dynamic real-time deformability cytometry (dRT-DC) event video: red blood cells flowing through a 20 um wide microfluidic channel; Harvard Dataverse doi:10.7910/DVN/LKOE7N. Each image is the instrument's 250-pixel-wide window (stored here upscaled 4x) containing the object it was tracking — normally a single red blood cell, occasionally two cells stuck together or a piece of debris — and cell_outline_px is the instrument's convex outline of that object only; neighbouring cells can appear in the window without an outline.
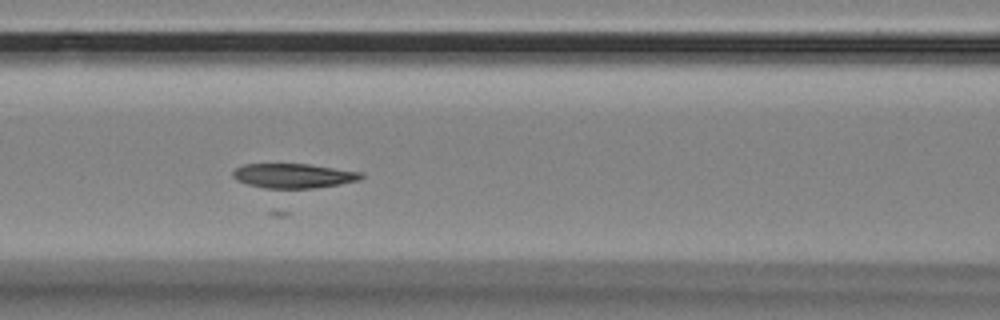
{"species": "Egyptian fruit bat (a non-hibernating species)", "species_latin": "Rousettus aegyptiacus", "temperature_condition": "room temperature", "stored_images_in_passage": 25, "camera_frame_rate_fps": 3000, "um_per_image_px": 0.085, "animal": {"sex": "female"}, "frame": {"image": 1, "passage_image": 8, "time_ms": 2.333, "image_size_px": [1000, 320], "cell_outline_px": [[364, 176], [360, 180], [340, 184], [316, 188], [264, 188], [248, 184], [236, 180], [232, 176], [232, 172], [236, 168], [244, 164], [308, 164], [364, 172]], "centroid_in_image_um": [24.98, 14.94], "position_along_channel_um": 141.6, "area_um2": 18.44}}
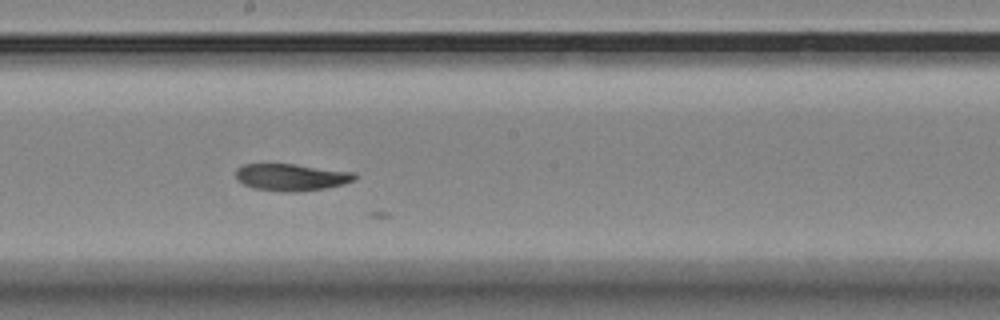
{"frame": {"image": 2, "passage_image": 15, "time_ms": 4.667, "image_size_px": [1000, 320], "cell_outline_px": [[356, 180], [344, 184], [324, 188], [296, 192], [288, 192], [252, 188], [236, 180], [236, 168], [244, 164], [292, 164], [356, 172]], "centroid_in_image_um": [24.76, 15.06], "position_along_channel_um": 223.4, "area_um2": 18.73}}
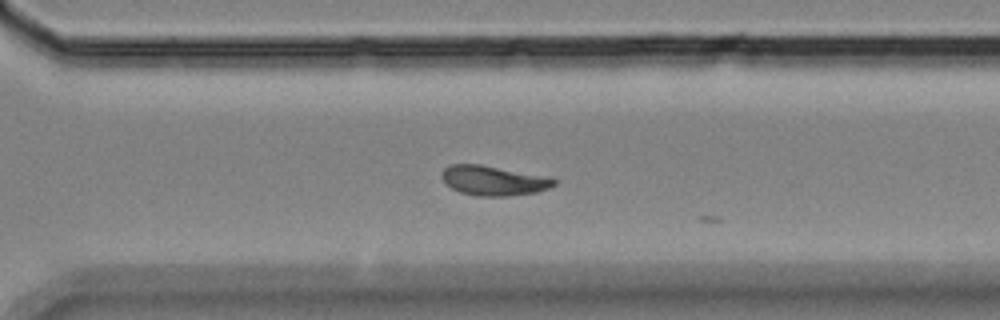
{"frame": {"image": 3, "passage_image": 24, "time_ms": 7.667, "image_size_px": [1000, 320], "cell_outline_px": [[556, 184], [548, 188], [536, 192], [508, 196], [476, 196], [460, 192], [444, 184], [440, 176], [440, 172], [444, 168], [452, 164], [480, 164], [552, 176], [556, 180]], "centroid_in_image_um": [41.95, 15.34], "position_along_channel_um": 328.7, "area_um2": 19.88}}